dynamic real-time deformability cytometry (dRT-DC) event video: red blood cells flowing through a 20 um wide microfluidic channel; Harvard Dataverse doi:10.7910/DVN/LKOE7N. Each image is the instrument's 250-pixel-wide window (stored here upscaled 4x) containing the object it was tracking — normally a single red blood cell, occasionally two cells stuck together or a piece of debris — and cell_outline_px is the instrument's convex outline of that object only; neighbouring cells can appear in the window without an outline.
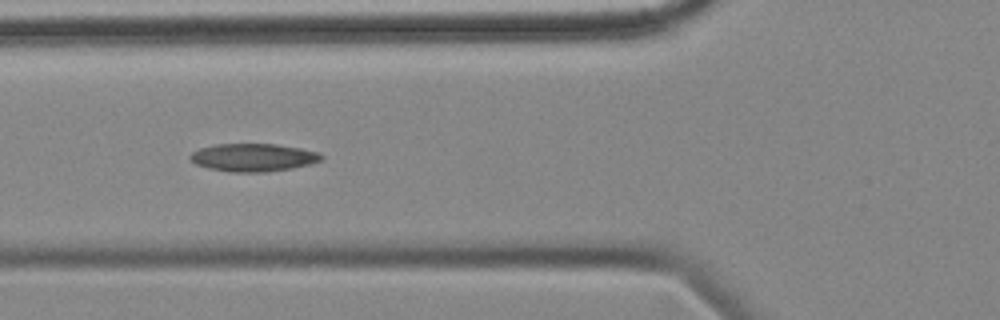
{"species": "common noctule bat (a hibernating species)", "species_latin": "Nyctalus noctula", "temperature_condition": "cold", "stored_images_in_passage": 14, "camera_frame_rate_fps": 3000, "um_per_image_px": 0.085, "animal": {"sex": "female", "body_mass_g": 18.4}, "frame": {"image": 1, "passage_image": 5, "time_ms": 6.667, "image_size_px": [1000, 320], "cell_outline_px": [[324, 160], [292, 168], [264, 172], [232, 172], [208, 168], [196, 164], [188, 156], [192, 152], [200, 148], [216, 144], [276, 144], [300, 148], [320, 152], [324, 156]], "centroid_in_image_um": [21.55, 13.38], "position_along_channel_um": 104.2, "area_um2": 21.33}}
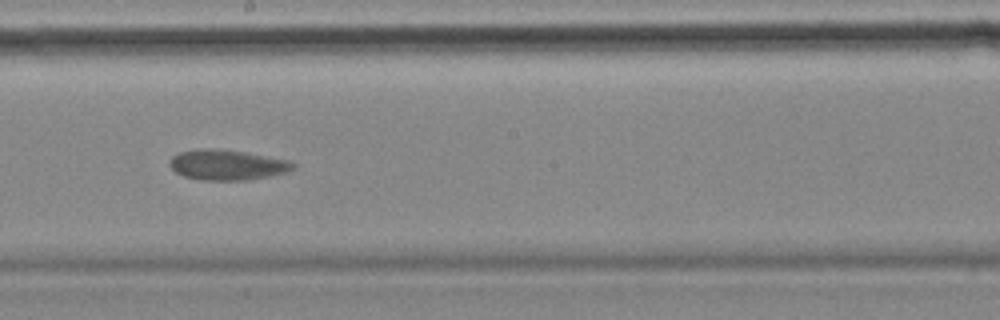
{"frame": {"image": 2, "passage_image": 8, "time_ms": 10.333, "image_size_px": [1000, 320], "cell_outline_px": [[296, 168], [288, 172], [268, 176], [244, 180], [200, 180], [184, 176], [176, 172], [168, 164], [168, 160], [172, 156], [180, 152], [196, 148], [212, 148], [248, 152], [288, 160], [296, 164]], "centroid_in_image_um": [19.3, 14.0], "position_along_channel_um": 228.9, "area_um2": 22.02}}
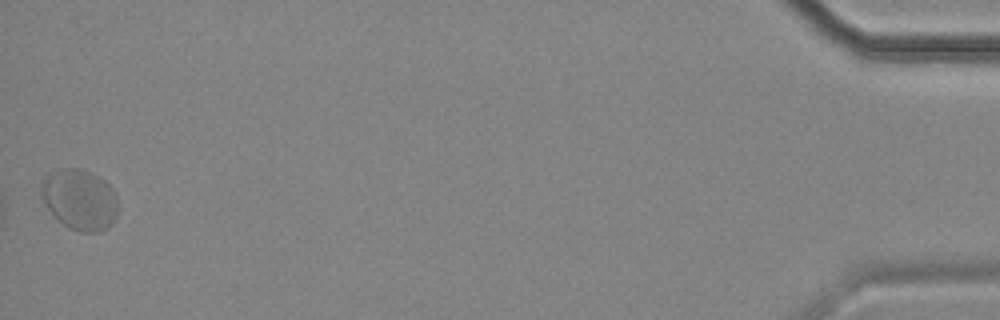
{"frame": {"image": 3, "passage_image": 14, "time_ms": 19.0, "image_size_px": [1000, 320], "cell_outline_px": [[116, 220], [108, 228], [100, 232], [80, 232], [68, 228], [52, 216], [44, 204], [40, 196], [40, 180], [52, 172], [60, 168], [80, 168], [92, 172], [100, 176], [112, 188], [116, 196]], "centroid_in_image_um": [6.73, 16.96], "position_along_channel_um": 428.5, "area_um2": 27.8}, "authors_computed_cell_mechanics": {"area_um2": 22.7732, "velocity_mm_per_s": 3.4043, "shape_relaxation_time_tau1_ms": null, "shape_relaxation_time_tau2_ms": 4.0968, "deformation_change_tau1": null, "deformation_change_tau2": 0.0518}}